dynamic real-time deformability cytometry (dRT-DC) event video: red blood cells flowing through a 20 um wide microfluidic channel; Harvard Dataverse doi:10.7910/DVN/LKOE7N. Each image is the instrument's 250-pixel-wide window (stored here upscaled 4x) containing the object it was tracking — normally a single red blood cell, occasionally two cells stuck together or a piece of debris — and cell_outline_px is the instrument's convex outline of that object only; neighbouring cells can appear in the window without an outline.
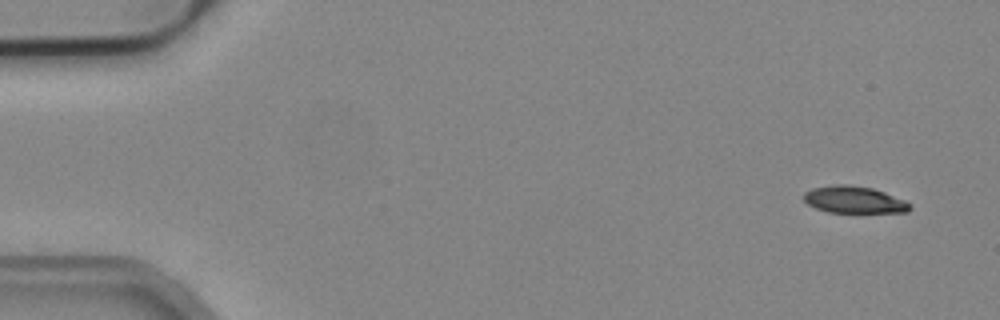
{"species": "common noctule bat (a hibernating species)", "species_latin": "Nyctalus noctula", "temperature_condition": "cold", "stored_images_in_passage": 50, "camera_frame_rate_fps": 3000, "um_per_image_px": 0.085, "animal": {"sex": "male", "body_mass_g": 19.2, "forearm_length_mm": 51.8}, "frame": {"image": 1, "passage_image": 1, "time_ms": 0.0, "image_size_px": [1000, 320], "cell_outline_px": [[912, 208], [908, 212], [828, 212], [816, 208], [808, 204], [804, 200], [804, 192], [812, 188], [836, 184], [848, 184], [872, 188], [884, 192], [904, 200], [912, 204]], "centroid_in_image_um": [72.6, 16.97], "position_along_channel_um": 12.4, "area_um2": 16.65}}
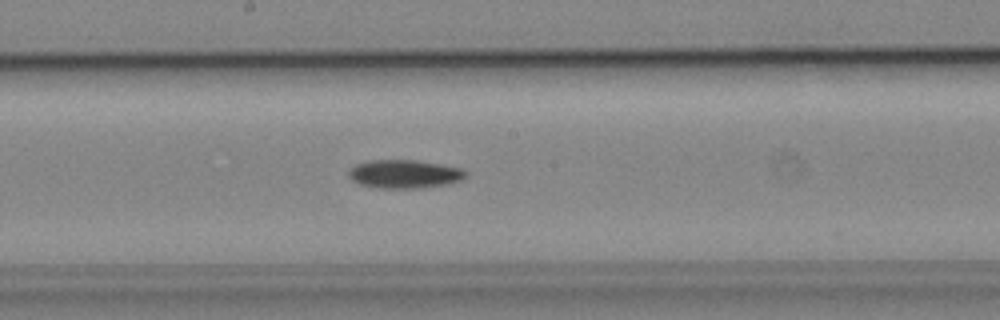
{"frame": {"image": 2, "passage_image": 26, "time_ms": 8.333, "image_size_px": [1000, 320], "cell_outline_px": [[468, 176], [460, 180], [444, 184], [416, 188], [380, 188], [360, 184], [352, 180], [348, 176], [348, 172], [356, 164], [368, 160], [416, 160], [464, 168], [468, 172]], "centroid_in_image_um": [34.39, 14.78], "position_along_channel_um": 213.8, "area_um2": 19.36}}
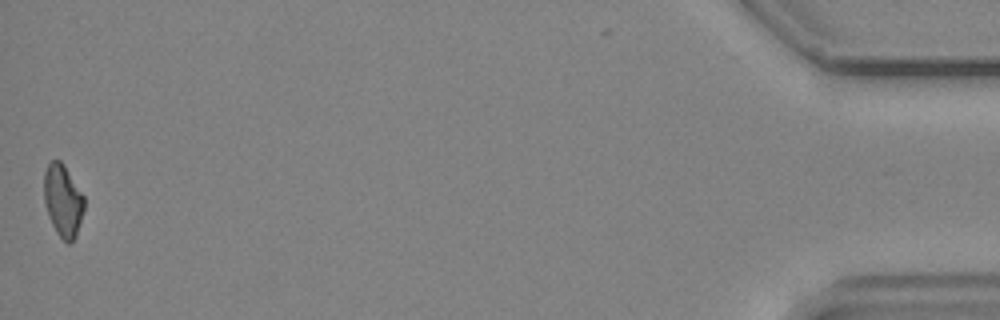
{"frame": {"image": 3, "passage_image": 50, "time_ms": 16.333, "image_size_px": [1000, 320], "cell_outline_px": [[84, 208], [76, 236], [72, 244], [68, 244], [56, 232], [48, 216], [44, 204], [44, 172], [48, 164], [52, 160], [60, 160], [64, 164], [84, 196]], "centroid_in_image_um": [5.34, 17.06], "position_along_channel_um": 429.9, "area_um2": 16.99}, "authors_computed_cell_mechanics": {"area_um2": 18.1203, "velocity_mm_per_s": 3.9219, "shape_relaxation_time_tau1_ms": 7.5869, "shape_relaxation_time_tau2_ms": null, "deformation_change_tau1": 0.1642, "deformation_change_tau2": null}}